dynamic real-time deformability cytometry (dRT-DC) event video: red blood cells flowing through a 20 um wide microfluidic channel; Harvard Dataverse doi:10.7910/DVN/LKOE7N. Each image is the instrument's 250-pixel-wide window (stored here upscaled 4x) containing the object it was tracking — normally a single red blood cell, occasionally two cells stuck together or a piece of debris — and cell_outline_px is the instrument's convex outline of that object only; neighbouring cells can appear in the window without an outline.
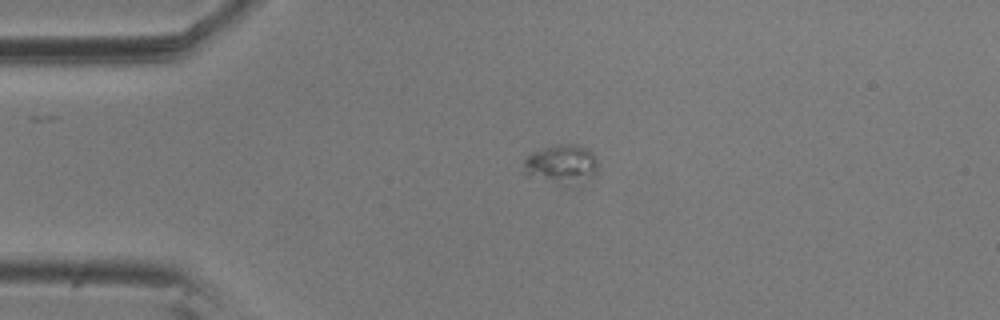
{"species": "common noctule bat (a hibernating species)", "species_latin": "Nyctalus noctula", "temperature_condition": "room temperature", "stored_images_in_passage": 2, "camera_frame_rate_fps": 3000, "um_per_image_px": 0.085, "animal": {"sex": "male", "body_mass_g": 20.5, "forearm_length_mm": 52.5}, "frame": {"image": 1, "passage_image": 1, "time_ms": 0.0, "image_size_px": [1000, 320], "cell_outline_px": [[596, 172], [592, 176], [572, 188], [564, 188], [524, 176], [524, 160], [528, 156], [544, 148], [556, 144], [576, 144], [592, 152], [596, 160]], "centroid_in_image_um": [47.69, 14.05], "position_along_channel_um": 37.3, "area_um2": 17.57}}